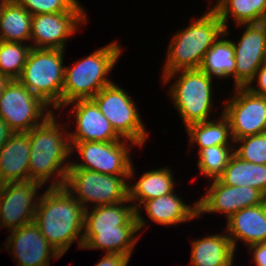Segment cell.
Instances as JSON below:
<instances>
[{"mask_svg": "<svg viewBox=\"0 0 266 266\" xmlns=\"http://www.w3.org/2000/svg\"><path fill=\"white\" fill-rule=\"evenodd\" d=\"M161 77L162 83L166 85L177 78L171 86H168L171 88L168 94L185 128L193 123L212 120L210 118L214 107L212 84L215 78L199 69L178 70Z\"/></svg>", "mask_w": 266, "mask_h": 266, "instance_id": "obj_6", "label": "cell"}, {"mask_svg": "<svg viewBox=\"0 0 266 266\" xmlns=\"http://www.w3.org/2000/svg\"><path fill=\"white\" fill-rule=\"evenodd\" d=\"M248 250L256 266H266V243L251 245Z\"/></svg>", "mask_w": 266, "mask_h": 266, "instance_id": "obj_35", "label": "cell"}, {"mask_svg": "<svg viewBox=\"0 0 266 266\" xmlns=\"http://www.w3.org/2000/svg\"><path fill=\"white\" fill-rule=\"evenodd\" d=\"M218 179L230 186L256 188L266 196V165L244 161L235 154Z\"/></svg>", "mask_w": 266, "mask_h": 266, "instance_id": "obj_28", "label": "cell"}, {"mask_svg": "<svg viewBox=\"0 0 266 266\" xmlns=\"http://www.w3.org/2000/svg\"><path fill=\"white\" fill-rule=\"evenodd\" d=\"M30 138L13 132L0 148V183L29 181Z\"/></svg>", "mask_w": 266, "mask_h": 266, "instance_id": "obj_21", "label": "cell"}, {"mask_svg": "<svg viewBox=\"0 0 266 266\" xmlns=\"http://www.w3.org/2000/svg\"><path fill=\"white\" fill-rule=\"evenodd\" d=\"M191 242L190 266H225L234 259L236 251L226 231Z\"/></svg>", "mask_w": 266, "mask_h": 266, "instance_id": "obj_22", "label": "cell"}, {"mask_svg": "<svg viewBox=\"0 0 266 266\" xmlns=\"http://www.w3.org/2000/svg\"><path fill=\"white\" fill-rule=\"evenodd\" d=\"M30 43L0 41V74L10 80L18 79L25 66Z\"/></svg>", "mask_w": 266, "mask_h": 266, "instance_id": "obj_30", "label": "cell"}, {"mask_svg": "<svg viewBox=\"0 0 266 266\" xmlns=\"http://www.w3.org/2000/svg\"><path fill=\"white\" fill-rule=\"evenodd\" d=\"M45 190L33 222L62 256L75 241L82 249L86 209L64 186Z\"/></svg>", "mask_w": 266, "mask_h": 266, "instance_id": "obj_2", "label": "cell"}, {"mask_svg": "<svg viewBox=\"0 0 266 266\" xmlns=\"http://www.w3.org/2000/svg\"><path fill=\"white\" fill-rule=\"evenodd\" d=\"M32 15L15 0H9L0 17V41L30 42Z\"/></svg>", "mask_w": 266, "mask_h": 266, "instance_id": "obj_27", "label": "cell"}, {"mask_svg": "<svg viewBox=\"0 0 266 266\" xmlns=\"http://www.w3.org/2000/svg\"><path fill=\"white\" fill-rule=\"evenodd\" d=\"M9 78L0 74V99H1V95L3 93V90L5 88V86L7 85V83L9 82Z\"/></svg>", "mask_w": 266, "mask_h": 266, "instance_id": "obj_37", "label": "cell"}, {"mask_svg": "<svg viewBox=\"0 0 266 266\" xmlns=\"http://www.w3.org/2000/svg\"><path fill=\"white\" fill-rule=\"evenodd\" d=\"M173 177L170 166H163L162 168L146 171L134 184H129V201L134 205L135 210L144 201L176 191L175 185L177 182L174 181L175 178Z\"/></svg>", "mask_w": 266, "mask_h": 266, "instance_id": "obj_23", "label": "cell"}, {"mask_svg": "<svg viewBox=\"0 0 266 266\" xmlns=\"http://www.w3.org/2000/svg\"><path fill=\"white\" fill-rule=\"evenodd\" d=\"M129 141V143H128ZM71 154L78 153L80 161L71 160L69 168L87 169L109 175H130L133 180L135 168L131 159L133 141L122 139L112 142H70Z\"/></svg>", "mask_w": 266, "mask_h": 266, "instance_id": "obj_9", "label": "cell"}, {"mask_svg": "<svg viewBox=\"0 0 266 266\" xmlns=\"http://www.w3.org/2000/svg\"><path fill=\"white\" fill-rule=\"evenodd\" d=\"M234 146V154L240 159L266 165V133L234 140Z\"/></svg>", "mask_w": 266, "mask_h": 266, "instance_id": "obj_31", "label": "cell"}, {"mask_svg": "<svg viewBox=\"0 0 266 266\" xmlns=\"http://www.w3.org/2000/svg\"><path fill=\"white\" fill-rule=\"evenodd\" d=\"M55 113L28 132L29 181L45 185L50 184L51 180L52 183L48 187L64 186L71 165L68 159L72 156L69 131L66 129L68 124L59 125Z\"/></svg>", "mask_w": 266, "mask_h": 266, "instance_id": "obj_3", "label": "cell"}, {"mask_svg": "<svg viewBox=\"0 0 266 266\" xmlns=\"http://www.w3.org/2000/svg\"><path fill=\"white\" fill-rule=\"evenodd\" d=\"M42 187L35 181L2 183L0 228L9 232L33 222Z\"/></svg>", "mask_w": 266, "mask_h": 266, "instance_id": "obj_14", "label": "cell"}, {"mask_svg": "<svg viewBox=\"0 0 266 266\" xmlns=\"http://www.w3.org/2000/svg\"><path fill=\"white\" fill-rule=\"evenodd\" d=\"M31 15L62 12H86L78 0H15Z\"/></svg>", "mask_w": 266, "mask_h": 266, "instance_id": "obj_32", "label": "cell"}, {"mask_svg": "<svg viewBox=\"0 0 266 266\" xmlns=\"http://www.w3.org/2000/svg\"><path fill=\"white\" fill-rule=\"evenodd\" d=\"M185 130L189 136V147L197 144L196 146L199 147L198 153L203 148L215 145L234 146L230 123L222 113L217 120L193 123L188 125Z\"/></svg>", "mask_w": 266, "mask_h": 266, "instance_id": "obj_25", "label": "cell"}, {"mask_svg": "<svg viewBox=\"0 0 266 266\" xmlns=\"http://www.w3.org/2000/svg\"><path fill=\"white\" fill-rule=\"evenodd\" d=\"M86 12H62L32 15L30 45L36 49H63L82 24L88 21Z\"/></svg>", "mask_w": 266, "mask_h": 266, "instance_id": "obj_15", "label": "cell"}, {"mask_svg": "<svg viewBox=\"0 0 266 266\" xmlns=\"http://www.w3.org/2000/svg\"><path fill=\"white\" fill-rule=\"evenodd\" d=\"M63 53V49L31 48L22 73L17 79L53 110L55 109V112L62 110V89L65 79Z\"/></svg>", "mask_w": 266, "mask_h": 266, "instance_id": "obj_7", "label": "cell"}, {"mask_svg": "<svg viewBox=\"0 0 266 266\" xmlns=\"http://www.w3.org/2000/svg\"><path fill=\"white\" fill-rule=\"evenodd\" d=\"M209 9L185 29L174 33L167 47L162 76L178 70L199 69L205 53L225 31L218 14Z\"/></svg>", "mask_w": 266, "mask_h": 266, "instance_id": "obj_4", "label": "cell"}, {"mask_svg": "<svg viewBox=\"0 0 266 266\" xmlns=\"http://www.w3.org/2000/svg\"><path fill=\"white\" fill-rule=\"evenodd\" d=\"M219 16L225 29L229 18L236 25L266 21V0H220L211 7Z\"/></svg>", "mask_w": 266, "mask_h": 266, "instance_id": "obj_26", "label": "cell"}, {"mask_svg": "<svg viewBox=\"0 0 266 266\" xmlns=\"http://www.w3.org/2000/svg\"><path fill=\"white\" fill-rule=\"evenodd\" d=\"M130 257L122 254H104L95 266H128Z\"/></svg>", "mask_w": 266, "mask_h": 266, "instance_id": "obj_34", "label": "cell"}, {"mask_svg": "<svg viewBox=\"0 0 266 266\" xmlns=\"http://www.w3.org/2000/svg\"><path fill=\"white\" fill-rule=\"evenodd\" d=\"M13 131L9 126L0 118V148L7 142Z\"/></svg>", "mask_w": 266, "mask_h": 266, "instance_id": "obj_36", "label": "cell"}, {"mask_svg": "<svg viewBox=\"0 0 266 266\" xmlns=\"http://www.w3.org/2000/svg\"><path fill=\"white\" fill-rule=\"evenodd\" d=\"M6 241L4 246L12 254L14 262L17 260V266H50L51 258L62 257L34 222L9 231Z\"/></svg>", "mask_w": 266, "mask_h": 266, "instance_id": "obj_17", "label": "cell"}, {"mask_svg": "<svg viewBox=\"0 0 266 266\" xmlns=\"http://www.w3.org/2000/svg\"><path fill=\"white\" fill-rule=\"evenodd\" d=\"M92 100L122 138L133 141L141 148L147 141V129L142 122L138 107L128 92L115 82L102 88Z\"/></svg>", "mask_w": 266, "mask_h": 266, "instance_id": "obj_10", "label": "cell"}, {"mask_svg": "<svg viewBox=\"0 0 266 266\" xmlns=\"http://www.w3.org/2000/svg\"><path fill=\"white\" fill-rule=\"evenodd\" d=\"M234 260L235 259H233L229 264H227V265H225V266H235L233 263H234Z\"/></svg>", "mask_w": 266, "mask_h": 266, "instance_id": "obj_39", "label": "cell"}, {"mask_svg": "<svg viewBox=\"0 0 266 266\" xmlns=\"http://www.w3.org/2000/svg\"><path fill=\"white\" fill-rule=\"evenodd\" d=\"M226 221L225 231L235 251L237 241H242L246 247L266 243V201L240 209Z\"/></svg>", "mask_w": 266, "mask_h": 266, "instance_id": "obj_20", "label": "cell"}, {"mask_svg": "<svg viewBox=\"0 0 266 266\" xmlns=\"http://www.w3.org/2000/svg\"><path fill=\"white\" fill-rule=\"evenodd\" d=\"M2 183H0V199H1Z\"/></svg>", "mask_w": 266, "mask_h": 266, "instance_id": "obj_40", "label": "cell"}, {"mask_svg": "<svg viewBox=\"0 0 266 266\" xmlns=\"http://www.w3.org/2000/svg\"><path fill=\"white\" fill-rule=\"evenodd\" d=\"M226 99L222 114L228 119L233 140L266 133V97L237 87Z\"/></svg>", "mask_w": 266, "mask_h": 266, "instance_id": "obj_12", "label": "cell"}, {"mask_svg": "<svg viewBox=\"0 0 266 266\" xmlns=\"http://www.w3.org/2000/svg\"><path fill=\"white\" fill-rule=\"evenodd\" d=\"M138 233L136 210L130 201L92 207L85 212L82 248L132 256Z\"/></svg>", "mask_w": 266, "mask_h": 266, "instance_id": "obj_1", "label": "cell"}, {"mask_svg": "<svg viewBox=\"0 0 266 266\" xmlns=\"http://www.w3.org/2000/svg\"><path fill=\"white\" fill-rule=\"evenodd\" d=\"M265 201L266 196L256 188L246 185L230 186L219 179H213L208 184L206 193L197 201L198 218L203 214L221 213L227 220L240 209Z\"/></svg>", "mask_w": 266, "mask_h": 266, "instance_id": "obj_13", "label": "cell"}, {"mask_svg": "<svg viewBox=\"0 0 266 266\" xmlns=\"http://www.w3.org/2000/svg\"><path fill=\"white\" fill-rule=\"evenodd\" d=\"M70 108L76 121L75 130L69 132L70 142H112L122 138L115 132L109 120L92 99L76 100L62 107Z\"/></svg>", "mask_w": 266, "mask_h": 266, "instance_id": "obj_18", "label": "cell"}, {"mask_svg": "<svg viewBox=\"0 0 266 266\" xmlns=\"http://www.w3.org/2000/svg\"><path fill=\"white\" fill-rule=\"evenodd\" d=\"M255 82L257 84L253 86ZM246 88L254 94L266 97V62L256 71L255 77Z\"/></svg>", "mask_w": 266, "mask_h": 266, "instance_id": "obj_33", "label": "cell"}, {"mask_svg": "<svg viewBox=\"0 0 266 266\" xmlns=\"http://www.w3.org/2000/svg\"><path fill=\"white\" fill-rule=\"evenodd\" d=\"M9 0H0V17L2 15V11L4 9L5 4L8 2Z\"/></svg>", "mask_w": 266, "mask_h": 266, "instance_id": "obj_38", "label": "cell"}, {"mask_svg": "<svg viewBox=\"0 0 266 266\" xmlns=\"http://www.w3.org/2000/svg\"><path fill=\"white\" fill-rule=\"evenodd\" d=\"M129 177L69 168L64 187L85 209H89L129 201Z\"/></svg>", "mask_w": 266, "mask_h": 266, "instance_id": "obj_8", "label": "cell"}, {"mask_svg": "<svg viewBox=\"0 0 266 266\" xmlns=\"http://www.w3.org/2000/svg\"><path fill=\"white\" fill-rule=\"evenodd\" d=\"M53 112L17 79L9 80L1 95L0 118L13 132H29Z\"/></svg>", "mask_w": 266, "mask_h": 266, "instance_id": "obj_11", "label": "cell"}, {"mask_svg": "<svg viewBox=\"0 0 266 266\" xmlns=\"http://www.w3.org/2000/svg\"><path fill=\"white\" fill-rule=\"evenodd\" d=\"M118 43L113 41L72 66H65L62 107L76 100L92 99L102 88L114 82L109 74L123 52Z\"/></svg>", "mask_w": 266, "mask_h": 266, "instance_id": "obj_5", "label": "cell"}, {"mask_svg": "<svg viewBox=\"0 0 266 266\" xmlns=\"http://www.w3.org/2000/svg\"><path fill=\"white\" fill-rule=\"evenodd\" d=\"M230 34L228 29L220 35L211 48L205 53L199 70L211 77L234 80L235 88V57L234 46L230 39H224Z\"/></svg>", "mask_w": 266, "mask_h": 266, "instance_id": "obj_24", "label": "cell"}, {"mask_svg": "<svg viewBox=\"0 0 266 266\" xmlns=\"http://www.w3.org/2000/svg\"><path fill=\"white\" fill-rule=\"evenodd\" d=\"M244 31L238 42L232 40L235 57V88L247 87L256 71L266 62V21L239 24Z\"/></svg>", "mask_w": 266, "mask_h": 266, "instance_id": "obj_16", "label": "cell"}, {"mask_svg": "<svg viewBox=\"0 0 266 266\" xmlns=\"http://www.w3.org/2000/svg\"><path fill=\"white\" fill-rule=\"evenodd\" d=\"M186 202L178 196L177 193L172 192L165 196L149 199L144 201L140 207L136 209V219L139 231L146 226L147 220L142 217L141 209H145V213L156 224L164 226L177 225L186 223L190 220L198 218V205L197 202L193 205L185 204ZM142 206V208H141Z\"/></svg>", "mask_w": 266, "mask_h": 266, "instance_id": "obj_19", "label": "cell"}, {"mask_svg": "<svg viewBox=\"0 0 266 266\" xmlns=\"http://www.w3.org/2000/svg\"><path fill=\"white\" fill-rule=\"evenodd\" d=\"M235 146H211L203 148L197 153V166L202 173V177L211 180L218 179L223 173L231 157L234 155Z\"/></svg>", "mask_w": 266, "mask_h": 266, "instance_id": "obj_29", "label": "cell"}]
</instances>
